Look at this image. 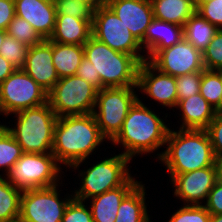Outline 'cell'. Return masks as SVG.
Segmentation results:
<instances>
[{
  "label": "cell",
  "mask_w": 222,
  "mask_h": 222,
  "mask_svg": "<svg viewBox=\"0 0 222 222\" xmlns=\"http://www.w3.org/2000/svg\"><path fill=\"white\" fill-rule=\"evenodd\" d=\"M105 140L94 114L59 117L54 127L52 154L75 169Z\"/></svg>",
  "instance_id": "6da1fadb"
},
{
  "label": "cell",
  "mask_w": 222,
  "mask_h": 222,
  "mask_svg": "<svg viewBox=\"0 0 222 222\" xmlns=\"http://www.w3.org/2000/svg\"><path fill=\"white\" fill-rule=\"evenodd\" d=\"M166 150L157 154L170 175L215 165V155L206 129L169 130Z\"/></svg>",
  "instance_id": "7a4b0ae2"
},
{
  "label": "cell",
  "mask_w": 222,
  "mask_h": 222,
  "mask_svg": "<svg viewBox=\"0 0 222 222\" xmlns=\"http://www.w3.org/2000/svg\"><path fill=\"white\" fill-rule=\"evenodd\" d=\"M140 99L130 108L118 135L112 140L114 145L121 144L124 156L132 159L136 154H146L166 145L170 128Z\"/></svg>",
  "instance_id": "3957f363"
},
{
  "label": "cell",
  "mask_w": 222,
  "mask_h": 222,
  "mask_svg": "<svg viewBox=\"0 0 222 222\" xmlns=\"http://www.w3.org/2000/svg\"><path fill=\"white\" fill-rule=\"evenodd\" d=\"M83 47L84 56L99 73L102 89L137 86L140 62L133 55L115 51L93 36Z\"/></svg>",
  "instance_id": "277c9868"
},
{
  "label": "cell",
  "mask_w": 222,
  "mask_h": 222,
  "mask_svg": "<svg viewBox=\"0 0 222 222\" xmlns=\"http://www.w3.org/2000/svg\"><path fill=\"white\" fill-rule=\"evenodd\" d=\"M14 128L4 127L21 146L23 153H52L54 127L58 117L49 102L15 113Z\"/></svg>",
  "instance_id": "5b68a950"
},
{
  "label": "cell",
  "mask_w": 222,
  "mask_h": 222,
  "mask_svg": "<svg viewBox=\"0 0 222 222\" xmlns=\"http://www.w3.org/2000/svg\"><path fill=\"white\" fill-rule=\"evenodd\" d=\"M98 90L78 75L60 78L48 92V102L56 116L92 114Z\"/></svg>",
  "instance_id": "8992f818"
},
{
  "label": "cell",
  "mask_w": 222,
  "mask_h": 222,
  "mask_svg": "<svg viewBox=\"0 0 222 222\" xmlns=\"http://www.w3.org/2000/svg\"><path fill=\"white\" fill-rule=\"evenodd\" d=\"M59 173L60 166L52 153H23L5 175L14 187L26 191L58 185Z\"/></svg>",
  "instance_id": "52a82bcc"
},
{
  "label": "cell",
  "mask_w": 222,
  "mask_h": 222,
  "mask_svg": "<svg viewBox=\"0 0 222 222\" xmlns=\"http://www.w3.org/2000/svg\"><path fill=\"white\" fill-rule=\"evenodd\" d=\"M134 88L138 87L103 88L97 92L95 108L98 112L95 109L93 114L102 135L108 140L112 141L118 135L130 108L139 99Z\"/></svg>",
  "instance_id": "ba28073f"
},
{
  "label": "cell",
  "mask_w": 222,
  "mask_h": 222,
  "mask_svg": "<svg viewBox=\"0 0 222 222\" xmlns=\"http://www.w3.org/2000/svg\"><path fill=\"white\" fill-rule=\"evenodd\" d=\"M129 161L131 159L121 153L101 160L85 172H80L82 184L72 197L85 203L88 198L122 186L131 177L127 169Z\"/></svg>",
  "instance_id": "9c48e42d"
},
{
  "label": "cell",
  "mask_w": 222,
  "mask_h": 222,
  "mask_svg": "<svg viewBox=\"0 0 222 222\" xmlns=\"http://www.w3.org/2000/svg\"><path fill=\"white\" fill-rule=\"evenodd\" d=\"M48 102V92L23 69H16L0 84V114H15Z\"/></svg>",
  "instance_id": "30bf717a"
},
{
  "label": "cell",
  "mask_w": 222,
  "mask_h": 222,
  "mask_svg": "<svg viewBox=\"0 0 222 222\" xmlns=\"http://www.w3.org/2000/svg\"><path fill=\"white\" fill-rule=\"evenodd\" d=\"M92 36L115 51L133 55L140 63L146 61L139 54L143 49L140 42L107 5L93 11Z\"/></svg>",
  "instance_id": "8fae6325"
},
{
  "label": "cell",
  "mask_w": 222,
  "mask_h": 222,
  "mask_svg": "<svg viewBox=\"0 0 222 222\" xmlns=\"http://www.w3.org/2000/svg\"><path fill=\"white\" fill-rule=\"evenodd\" d=\"M57 185L22 191L18 222H61L72 197L59 200Z\"/></svg>",
  "instance_id": "7c38bea8"
},
{
  "label": "cell",
  "mask_w": 222,
  "mask_h": 222,
  "mask_svg": "<svg viewBox=\"0 0 222 222\" xmlns=\"http://www.w3.org/2000/svg\"><path fill=\"white\" fill-rule=\"evenodd\" d=\"M149 62L160 72L174 77L205 69L202 52L185 38L169 48L160 50Z\"/></svg>",
  "instance_id": "4fadbf2b"
},
{
  "label": "cell",
  "mask_w": 222,
  "mask_h": 222,
  "mask_svg": "<svg viewBox=\"0 0 222 222\" xmlns=\"http://www.w3.org/2000/svg\"><path fill=\"white\" fill-rule=\"evenodd\" d=\"M170 177L175 185L174 195L187 202L185 205H202L200 200L207 199L218 180L215 165Z\"/></svg>",
  "instance_id": "5bb4252c"
},
{
  "label": "cell",
  "mask_w": 222,
  "mask_h": 222,
  "mask_svg": "<svg viewBox=\"0 0 222 222\" xmlns=\"http://www.w3.org/2000/svg\"><path fill=\"white\" fill-rule=\"evenodd\" d=\"M158 72V74H156ZM138 89L169 108L178 103L175 77L157 70L149 61L140 63L137 78Z\"/></svg>",
  "instance_id": "9a60e30c"
},
{
  "label": "cell",
  "mask_w": 222,
  "mask_h": 222,
  "mask_svg": "<svg viewBox=\"0 0 222 222\" xmlns=\"http://www.w3.org/2000/svg\"><path fill=\"white\" fill-rule=\"evenodd\" d=\"M106 5L141 43L154 19L151 0H106Z\"/></svg>",
  "instance_id": "2e32d148"
},
{
  "label": "cell",
  "mask_w": 222,
  "mask_h": 222,
  "mask_svg": "<svg viewBox=\"0 0 222 222\" xmlns=\"http://www.w3.org/2000/svg\"><path fill=\"white\" fill-rule=\"evenodd\" d=\"M22 69L49 92L59 80L52 61V41L43 39L40 43L29 47Z\"/></svg>",
  "instance_id": "e0dca14e"
},
{
  "label": "cell",
  "mask_w": 222,
  "mask_h": 222,
  "mask_svg": "<svg viewBox=\"0 0 222 222\" xmlns=\"http://www.w3.org/2000/svg\"><path fill=\"white\" fill-rule=\"evenodd\" d=\"M16 15L28 21L42 39H49L55 28V4L49 0H14Z\"/></svg>",
  "instance_id": "ac0fdd59"
},
{
  "label": "cell",
  "mask_w": 222,
  "mask_h": 222,
  "mask_svg": "<svg viewBox=\"0 0 222 222\" xmlns=\"http://www.w3.org/2000/svg\"><path fill=\"white\" fill-rule=\"evenodd\" d=\"M182 38L183 26L154 18L140 43L141 47L144 45L147 50L146 61H150L160 50L177 44Z\"/></svg>",
  "instance_id": "d6986e66"
},
{
  "label": "cell",
  "mask_w": 222,
  "mask_h": 222,
  "mask_svg": "<svg viewBox=\"0 0 222 222\" xmlns=\"http://www.w3.org/2000/svg\"><path fill=\"white\" fill-rule=\"evenodd\" d=\"M132 176L117 188L91 198V215L94 222H115L119 206L125 196L138 184Z\"/></svg>",
  "instance_id": "ffe728a7"
},
{
  "label": "cell",
  "mask_w": 222,
  "mask_h": 222,
  "mask_svg": "<svg viewBox=\"0 0 222 222\" xmlns=\"http://www.w3.org/2000/svg\"><path fill=\"white\" fill-rule=\"evenodd\" d=\"M91 36L92 19L56 15L54 32L49 40L56 43L84 45Z\"/></svg>",
  "instance_id": "44dd1931"
},
{
  "label": "cell",
  "mask_w": 222,
  "mask_h": 222,
  "mask_svg": "<svg viewBox=\"0 0 222 222\" xmlns=\"http://www.w3.org/2000/svg\"><path fill=\"white\" fill-rule=\"evenodd\" d=\"M176 107L182 112L180 129H206L218 112L200 93L180 100Z\"/></svg>",
  "instance_id": "7402d4cb"
},
{
  "label": "cell",
  "mask_w": 222,
  "mask_h": 222,
  "mask_svg": "<svg viewBox=\"0 0 222 222\" xmlns=\"http://www.w3.org/2000/svg\"><path fill=\"white\" fill-rule=\"evenodd\" d=\"M154 18L184 26L196 12L195 0H151Z\"/></svg>",
  "instance_id": "603a6c76"
},
{
  "label": "cell",
  "mask_w": 222,
  "mask_h": 222,
  "mask_svg": "<svg viewBox=\"0 0 222 222\" xmlns=\"http://www.w3.org/2000/svg\"><path fill=\"white\" fill-rule=\"evenodd\" d=\"M83 57V45L52 42V61L59 79L76 75Z\"/></svg>",
  "instance_id": "cb8c5ba5"
},
{
  "label": "cell",
  "mask_w": 222,
  "mask_h": 222,
  "mask_svg": "<svg viewBox=\"0 0 222 222\" xmlns=\"http://www.w3.org/2000/svg\"><path fill=\"white\" fill-rule=\"evenodd\" d=\"M145 205V189L140 182L125 196L115 222H150Z\"/></svg>",
  "instance_id": "d4e9b609"
},
{
  "label": "cell",
  "mask_w": 222,
  "mask_h": 222,
  "mask_svg": "<svg viewBox=\"0 0 222 222\" xmlns=\"http://www.w3.org/2000/svg\"><path fill=\"white\" fill-rule=\"evenodd\" d=\"M218 29L195 12L184 24V38L201 52L206 49Z\"/></svg>",
  "instance_id": "484cf974"
},
{
  "label": "cell",
  "mask_w": 222,
  "mask_h": 222,
  "mask_svg": "<svg viewBox=\"0 0 222 222\" xmlns=\"http://www.w3.org/2000/svg\"><path fill=\"white\" fill-rule=\"evenodd\" d=\"M22 191L0 175V222H18Z\"/></svg>",
  "instance_id": "4316f807"
},
{
  "label": "cell",
  "mask_w": 222,
  "mask_h": 222,
  "mask_svg": "<svg viewBox=\"0 0 222 222\" xmlns=\"http://www.w3.org/2000/svg\"><path fill=\"white\" fill-rule=\"evenodd\" d=\"M222 79L220 70H206L202 71V78L200 82V94L207 102L221 112V96H222Z\"/></svg>",
  "instance_id": "83f0119b"
},
{
  "label": "cell",
  "mask_w": 222,
  "mask_h": 222,
  "mask_svg": "<svg viewBox=\"0 0 222 222\" xmlns=\"http://www.w3.org/2000/svg\"><path fill=\"white\" fill-rule=\"evenodd\" d=\"M22 154L21 146L3 126L0 129V167L6 168L7 173Z\"/></svg>",
  "instance_id": "f1b7e54d"
},
{
  "label": "cell",
  "mask_w": 222,
  "mask_h": 222,
  "mask_svg": "<svg viewBox=\"0 0 222 222\" xmlns=\"http://www.w3.org/2000/svg\"><path fill=\"white\" fill-rule=\"evenodd\" d=\"M6 33L28 47L43 40L28 21L17 15L9 23Z\"/></svg>",
  "instance_id": "f546056e"
},
{
  "label": "cell",
  "mask_w": 222,
  "mask_h": 222,
  "mask_svg": "<svg viewBox=\"0 0 222 222\" xmlns=\"http://www.w3.org/2000/svg\"><path fill=\"white\" fill-rule=\"evenodd\" d=\"M28 48L27 45L7 34L0 46V55L9 61L16 69H22L25 65Z\"/></svg>",
  "instance_id": "4dcf8cb0"
},
{
  "label": "cell",
  "mask_w": 222,
  "mask_h": 222,
  "mask_svg": "<svg viewBox=\"0 0 222 222\" xmlns=\"http://www.w3.org/2000/svg\"><path fill=\"white\" fill-rule=\"evenodd\" d=\"M202 60L206 70L222 69V29L215 33L209 46L202 51Z\"/></svg>",
  "instance_id": "1f68e13d"
},
{
  "label": "cell",
  "mask_w": 222,
  "mask_h": 222,
  "mask_svg": "<svg viewBox=\"0 0 222 222\" xmlns=\"http://www.w3.org/2000/svg\"><path fill=\"white\" fill-rule=\"evenodd\" d=\"M202 71L175 77L178 102L200 93Z\"/></svg>",
  "instance_id": "d6a6232c"
},
{
  "label": "cell",
  "mask_w": 222,
  "mask_h": 222,
  "mask_svg": "<svg viewBox=\"0 0 222 222\" xmlns=\"http://www.w3.org/2000/svg\"><path fill=\"white\" fill-rule=\"evenodd\" d=\"M211 214L203 205H185L168 222H209Z\"/></svg>",
  "instance_id": "836d02e7"
},
{
  "label": "cell",
  "mask_w": 222,
  "mask_h": 222,
  "mask_svg": "<svg viewBox=\"0 0 222 222\" xmlns=\"http://www.w3.org/2000/svg\"><path fill=\"white\" fill-rule=\"evenodd\" d=\"M57 15H69L81 19H92L93 11L77 0H54Z\"/></svg>",
  "instance_id": "e575fe53"
},
{
  "label": "cell",
  "mask_w": 222,
  "mask_h": 222,
  "mask_svg": "<svg viewBox=\"0 0 222 222\" xmlns=\"http://www.w3.org/2000/svg\"><path fill=\"white\" fill-rule=\"evenodd\" d=\"M196 12L218 30L222 29V0H212L207 3H195Z\"/></svg>",
  "instance_id": "d590c367"
},
{
  "label": "cell",
  "mask_w": 222,
  "mask_h": 222,
  "mask_svg": "<svg viewBox=\"0 0 222 222\" xmlns=\"http://www.w3.org/2000/svg\"><path fill=\"white\" fill-rule=\"evenodd\" d=\"M83 201L73 198L64 213L61 222H94L90 208Z\"/></svg>",
  "instance_id": "8d00e7d4"
},
{
  "label": "cell",
  "mask_w": 222,
  "mask_h": 222,
  "mask_svg": "<svg viewBox=\"0 0 222 222\" xmlns=\"http://www.w3.org/2000/svg\"><path fill=\"white\" fill-rule=\"evenodd\" d=\"M206 131L209 135L214 155L222 154V111L217 112Z\"/></svg>",
  "instance_id": "74e56055"
},
{
  "label": "cell",
  "mask_w": 222,
  "mask_h": 222,
  "mask_svg": "<svg viewBox=\"0 0 222 222\" xmlns=\"http://www.w3.org/2000/svg\"><path fill=\"white\" fill-rule=\"evenodd\" d=\"M76 75L84 79L89 84L93 85L98 91L102 89V83L99 73L95 71L93 63H91L87 57H83L81 64L79 65Z\"/></svg>",
  "instance_id": "f35d334b"
},
{
  "label": "cell",
  "mask_w": 222,
  "mask_h": 222,
  "mask_svg": "<svg viewBox=\"0 0 222 222\" xmlns=\"http://www.w3.org/2000/svg\"><path fill=\"white\" fill-rule=\"evenodd\" d=\"M211 215L222 214V180H217L203 205Z\"/></svg>",
  "instance_id": "ab89813d"
},
{
  "label": "cell",
  "mask_w": 222,
  "mask_h": 222,
  "mask_svg": "<svg viewBox=\"0 0 222 222\" xmlns=\"http://www.w3.org/2000/svg\"><path fill=\"white\" fill-rule=\"evenodd\" d=\"M15 15L14 0H0V29L6 30Z\"/></svg>",
  "instance_id": "60d3db41"
},
{
  "label": "cell",
  "mask_w": 222,
  "mask_h": 222,
  "mask_svg": "<svg viewBox=\"0 0 222 222\" xmlns=\"http://www.w3.org/2000/svg\"><path fill=\"white\" fill-rule=\"evenodd\" d=\"M15 70L16 68L3 56L0 55V84Z\"/></svg>",
  "instance_id": "b9f144b4"
},
{
  "label": "cell",
  "mask_w": 222,
  "mask_h": 222,
  "mask_svg": "<svg viewBox=\"0 0 222 222\" xmlns=\"http://www.w3.org/2000/svg\"><path fill=\"white\" fill-rule=\"evenodd\" d=\"M77 1L87 5L92 11H95L99 7L106 5V0H77Z\"/></svg>",
  "instance_id": "7bdbcfd3"
},
{
  "label": "cell",
  "mask_w": 222,
  "mask_h": 222,
  "mask_svg": "<svg viewBox=\"0 0 222 222\" xmlns=\"http://www.w3.org/2000/svg\"><path fill=\"white\" fill-rule=\"evenodd\" d=\"M215 166L218 179L222 180V154L215 155Z\"/></svg>",
  "instance_id": "ee69618b"
},
{
  "label": "cell",
  "mask_w": 222,
  "mask_h": 222,
  "mask_svg": "<svg viewBox=\"0 0 222 222\" xmlns=\"http://www.w3.org/2000/svg\"><path fill=\"white\" fill-rule=\"evenodd\" d=\"M209 222H222V214L211 215Z\"/></svg>",
  "instance_id": "f6af8a7d"
},
{
  "label": "cell",
  "mask_w": 222,
  "mask_h": 222,
  "mask_svg": "<svg viewBox=\"0 0 222 222\" xmlns=\"http://www.w3.org/2000/svg\"><path fill=\"white\" fill-rule=\"evenodd\" d=\"M6 35H7L6 30L0 29V46L2 45V42L5 39Z\"/></svg>",
  "instance_id": "bcb514c9"
},
{
  "label": "cell",
  "mask_w": 222,
  "mask_h": 222,
  "mask_svg": "<svg viewBox=\"0 0 222 222\" xmlns=\"http://www.w3.org/2000/svg\"><path fill=\"white\" fill-rule=\"evenodd\" d=\"M210 1H212V0H195V3H207Z\"/></svg>",
  "instance_id": "7dc6e473"
},
{
  "label": "cell",
  "mask_w": 222,
  "mask_h": 222,
  "mask_svg": "<svg viewBox=\"0 0 222 222\" xmlns=\"http://www.w3.org/2000/svg\"><path fill=\"white\" fill-rule=\"evenodd\" d=\"M221 79H222V69H221ZM221 92H222V89H221ZM221 111H222V96H221Z\"/></svg>",
  "instance_id": "c3c4849f"
}]
</instances>
